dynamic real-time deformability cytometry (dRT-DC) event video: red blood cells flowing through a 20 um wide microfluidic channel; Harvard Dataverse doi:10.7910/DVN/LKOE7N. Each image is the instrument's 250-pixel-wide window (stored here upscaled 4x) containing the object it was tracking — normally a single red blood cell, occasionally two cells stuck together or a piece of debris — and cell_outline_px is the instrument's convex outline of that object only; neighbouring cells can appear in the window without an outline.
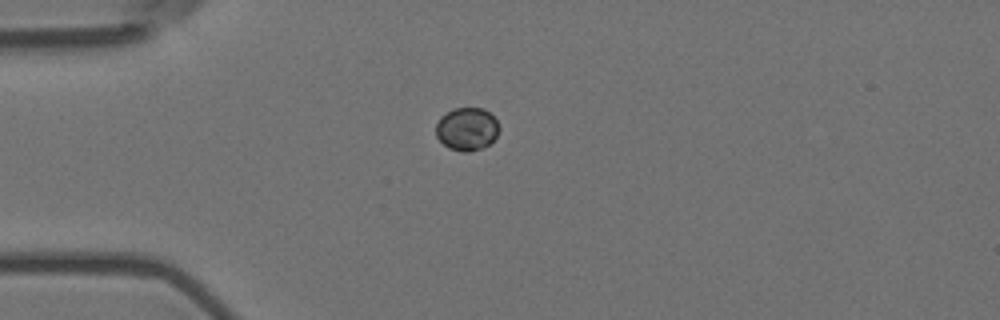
{"species": "Egyptian fruit bat (a non-hibernating species)", "species_latin": "Rousettus aegyptiacus", "temperature_condition": "room temperature", "stored_images_in_passage": 4, "camera_frame_rate_fps": 3000, "um_per_image_px": 0.085, "animal": {"sex": "female"}, "frame": {"image": 1, "passage_image": 1, "time_ms": 0.0, "image_size_px": [1000, 320], "cell_outline_px": [[500, 128], [496, 136], [488, 144], [480, 148], [468, 152], [464, 152], [448, 148], [436, 136], [436, 124], [440, 116], [452, 108], [484, 108], [496, 120]], "centroid_in_image_um": [39.66, 10.95], "position_along_channel_um": 45.3, "area_um2": 15.78}}
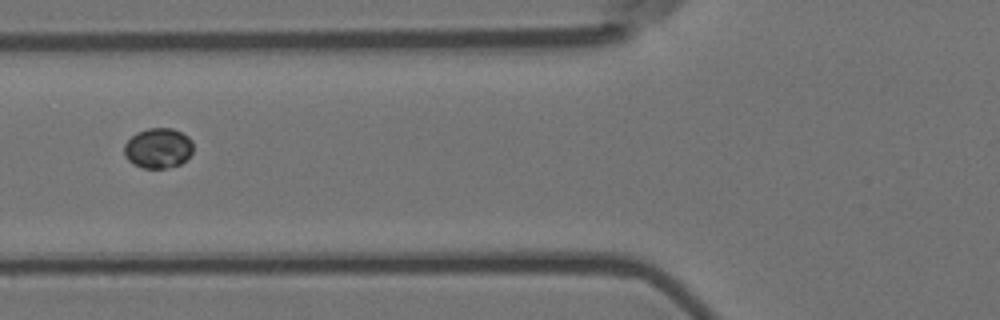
{"frame": {"image": 2, "passage_image": 3, "time_ms": 0.667, "image_size_px": [1000, 320], "cell_outline_px": [[192, 152], [180, 164], [164, 168], [144, 168], [132, 164], [124, 156], [124, 144], [136, 132], [148, 128], [172, 128], [188, 136], [192, 140]], "centroid_in_image_um": [13.41, 12.58], "position_along_channel_um": 112.4, "area_um2": 16.13}}
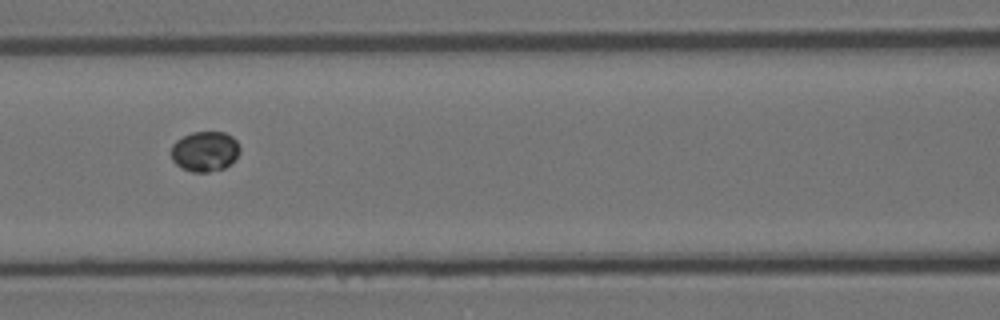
{"frame": {"image": 3, "passage_image": 4, "time_ms": 1.0, "image_size_px": [1000, 320], "cell_outline_px": [[240, 152], [224, 168], [208, 172], [192, 172], [180, 168], [172, 160], [172, 144], [176, 140], [192, 132], [224, 132], [232, 136], [236, 140], [240, 148]], "centroid_in_image_um": [17.4, 12.86], "position_along_channel_um": 149.2, "area_um2": 16.01}}